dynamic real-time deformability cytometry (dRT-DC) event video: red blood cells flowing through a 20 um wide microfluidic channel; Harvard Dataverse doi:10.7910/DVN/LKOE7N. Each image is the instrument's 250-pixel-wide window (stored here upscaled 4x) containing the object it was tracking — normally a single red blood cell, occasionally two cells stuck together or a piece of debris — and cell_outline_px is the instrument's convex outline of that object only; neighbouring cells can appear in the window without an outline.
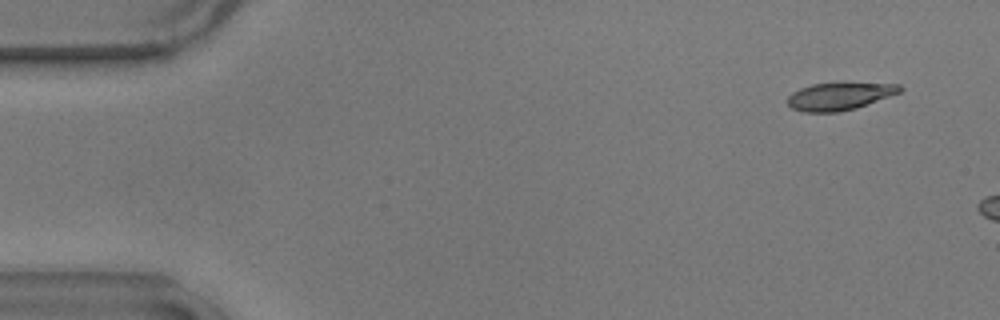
{"species": "common noctule bat (a hibernating species)", "species_latin": "Nyctalus noctula", "temperature_condition": "warm", "stored_images_in_passage": 9, "camera_frame_rate_fps": 3000, "um_per_image_px": 0.085, "animal": {"sex": "male", "body_mass_g": 17.9}, "frame": {"image": 1, "passage_image": 4, "time_ms": 1.0, "image_size_px": [1000, 320], "cell_outline_px": [[904, 88], [900, 92], [856, 108], [836, 112], [804, 112], [792, 108], [788, 104], [788, 96], [792, 92], [800, 88], [812, 84], [900, 84]], "centroid_in_image_um": [71.32, 8.2], "position_along_channel_um": 13.7, "area_um2": 17.51}}